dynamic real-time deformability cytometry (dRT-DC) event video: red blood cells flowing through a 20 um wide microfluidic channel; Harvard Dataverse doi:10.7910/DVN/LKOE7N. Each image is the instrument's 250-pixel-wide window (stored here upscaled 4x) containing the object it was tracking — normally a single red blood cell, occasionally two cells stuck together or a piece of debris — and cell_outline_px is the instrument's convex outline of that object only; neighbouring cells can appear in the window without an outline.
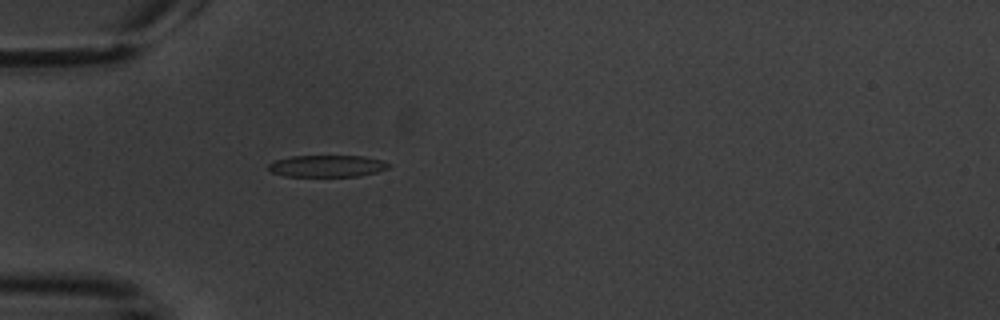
{"species": "common noctule bat (a hibernating species)", "species_latin": "Nyctalus noctula", "temperature_condition": "warm", "stored_images_in_passage": 2, "camera_frame_rate_fps": 3000, "um_per_image_px": 0.085, "animal": {"sex": "male", "body_mass_g": 20.1, "forearm_length_mm": 53.5}, "frame": {"image": 1, "passage_image": 2, "time_ms": 2.333, "image_size_px": [1000, 320], "cell_outline_px": [[392, 164], [388, 168], [376, 172], [360, 176], [284, 176], [272, 172], [268, 168], [268, 164], [276, 160], [288, 156], [364, 156], [384, 160]], "centroid_in_image_um": [27.83, 14.1], "position_along_channel_um": 57.2, "area_um2": 15.37}}